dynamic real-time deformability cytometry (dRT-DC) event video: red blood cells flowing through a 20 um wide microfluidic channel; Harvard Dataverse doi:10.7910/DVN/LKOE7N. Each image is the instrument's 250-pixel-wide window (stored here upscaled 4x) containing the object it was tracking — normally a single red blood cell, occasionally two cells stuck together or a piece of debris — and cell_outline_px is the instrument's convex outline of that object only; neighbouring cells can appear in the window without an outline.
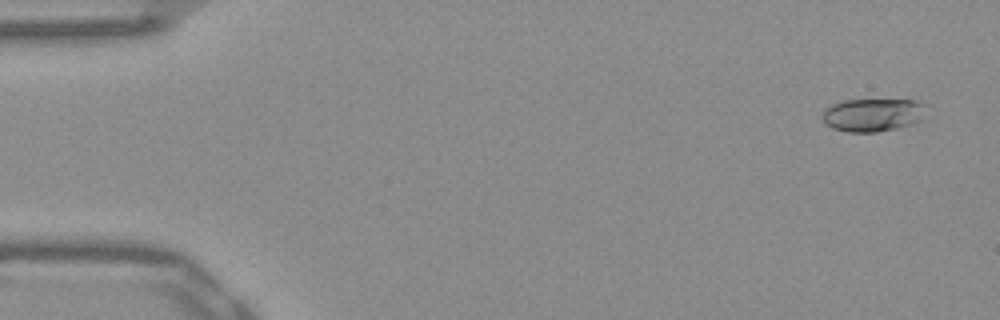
{"species": "Egyptian fruit bat (a non-hibernating species)", "species_latin": "Rousettus aegyptiacus", "temperature_condition": "warm", "stored_images_in_passage": 52, "camera_frame_rate_fps": 3000, "um_per_image_px": 0.085, "frame": {"image": 1, "passage_image": 3, "time_ms": 0.667, "image_size_px": [1000, 320], "cell_outline_px": [[928, 104], [920, 120], [896, 128], [876, 132], [848, 132], [832, 128], [820, 116], [824, 108], [832, 104], [844, 100], [916, 100]], "centroid_in_image_um": [74.16, 9.75], "position_along_channel_um": 10.8, "area_um2": 20.0}}
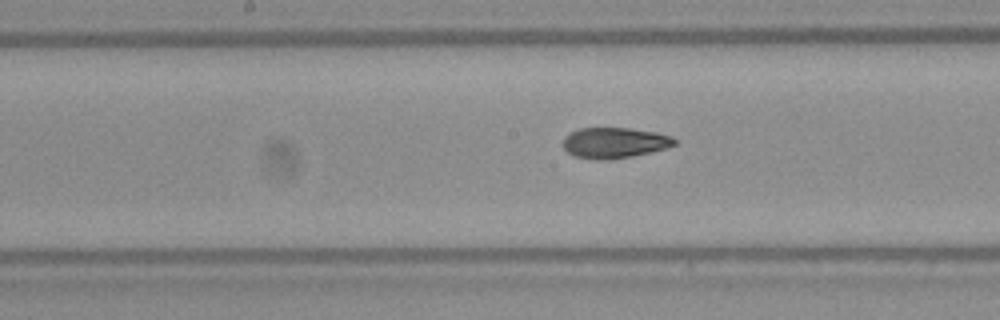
{"frame": {"image": 2, "passage_image": 27, "time_ms": 8.667, "image_size_px": [1000, 320], "cell_outline_px": [[676, 144], [668, 148], [632, 156], [608, 160], [596, 160], [572, 156], [560, 144], [564, 136], [568, 132], [580, 128], [628, 128], [656, 132], [672, 136], [676, 140]], "centroid_in_image_um": [52.18, 12.14], "position_along_channel_um": 196.0, "area_um2": 20.29}}
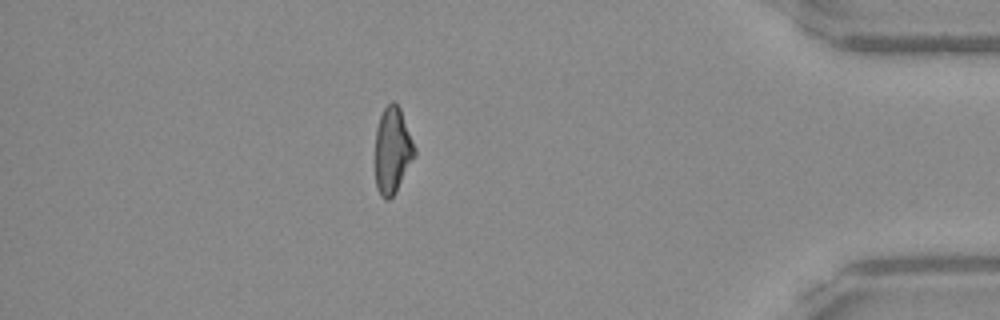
{"frame": {"image": 3, "passage_image": 46, "time_ms": 15.0, "image_size_px": [1000, 320], "cell_outline_px": [[416, 156], [396, 192], [388, 200], [384, 200], [380, 196], [376, 188], [376, 128], [380, 116], [384, 108], [392, 100], [400, 108], [416, 148]], "centroid_in_image_um": [33.37, 12.81], "position_along_channel_um": 401.8, "area_um2": 19.94}, "authors_computed_cell_mechanics": {"area_um2": 20.1722, "velocity_mm_per_s": 3.9054, "shape_relaxation_time_tau1_ms": 8.0062, "shape_relaxation_time_tau2_ms": 2.3509, "deformation_change_tau1": 0.2129, "deformation_change_tau2": 0.0913}}